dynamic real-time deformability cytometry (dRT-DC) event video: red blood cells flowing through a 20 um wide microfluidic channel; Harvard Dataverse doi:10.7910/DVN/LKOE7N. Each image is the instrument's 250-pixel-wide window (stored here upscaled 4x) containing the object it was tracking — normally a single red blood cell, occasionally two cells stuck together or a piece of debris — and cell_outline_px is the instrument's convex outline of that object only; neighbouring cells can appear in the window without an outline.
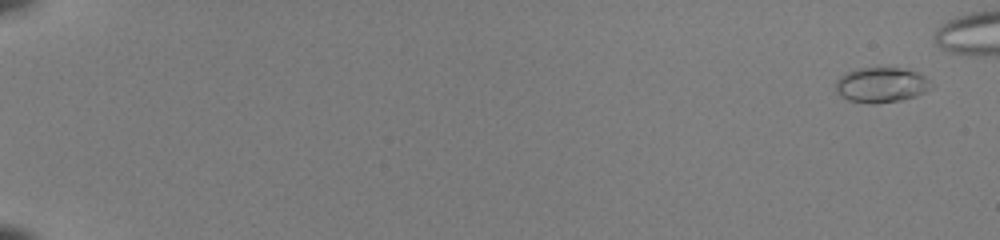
{"species": "common noctule bat (a hibernating species)", "species_latin": "Nyctalus noctula", "temperature_condition": "room temperature", "stored_images_in_passage": 49, "camera_frame_rate_fps": 3000, "um_per_image_px": 0.085, "animal": {"sex": "female", "body_mass_g": 22.0, "forearm_length_mm": 56.7}, "frame": {"image": 1, "passage_image": 1, "time_ms": 0.0, "image_size_px": [1000, 240], "cell_outline_px": [[932, 88], [916, 96], [900, 100], [876, 104], [872, 104], [848, 100], [840, 96], [836, 92], [836, 80], [840, 76], [848, 72], [860, 68], [900, 68], [916, 72], [924, 76], [928, 80]], "centroid_in_image_um": [74.88, 7.23], "position_along_channel_um": 10.1, "area_um2": 19.42}}
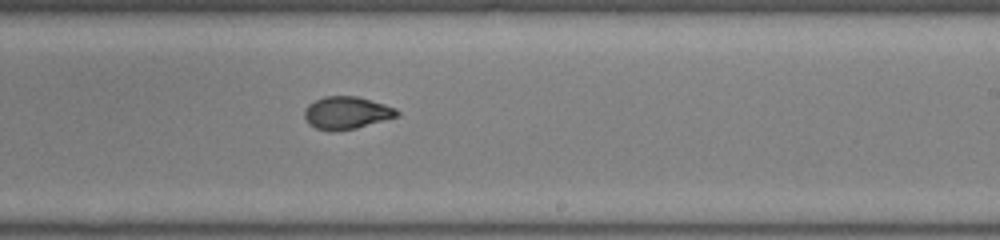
{"frame": {"image": 2, "passage_image": 34, "time_ms": 11.0, "image_size_px": [1000, 240], "cell_outline_px": [[400, 116], [356, 128], [332, 132], [316, 128], [308, 124], [304, 116], [304, 112], [308, 104], [324, 96], [356, 96], [384, 104], [396, 108], [400, 112]], "centroid_in_image_um": [29.46, 9.6], "position_along_channel_um": 259.5, "area_um2": 17.63}}
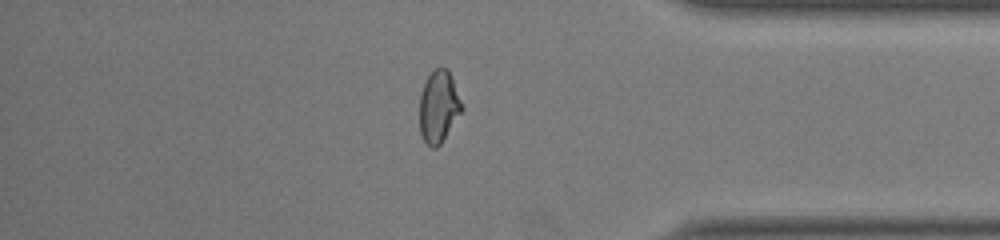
{"frame": {"image": 3, "passage_image": 45, "time_ms": 14.667, "image_size_px": [1000, 240], "cell_outline_px": [[464, 108], [440, 144], [436, 148], [432, 148], [420, 136], [420, 92], [424, 80], [436, 68], [448, 68]], "centroid_in_image_um": [37.27, 9.06], "position_along_channel_um": 397.9, "area_um2": 17.69}}